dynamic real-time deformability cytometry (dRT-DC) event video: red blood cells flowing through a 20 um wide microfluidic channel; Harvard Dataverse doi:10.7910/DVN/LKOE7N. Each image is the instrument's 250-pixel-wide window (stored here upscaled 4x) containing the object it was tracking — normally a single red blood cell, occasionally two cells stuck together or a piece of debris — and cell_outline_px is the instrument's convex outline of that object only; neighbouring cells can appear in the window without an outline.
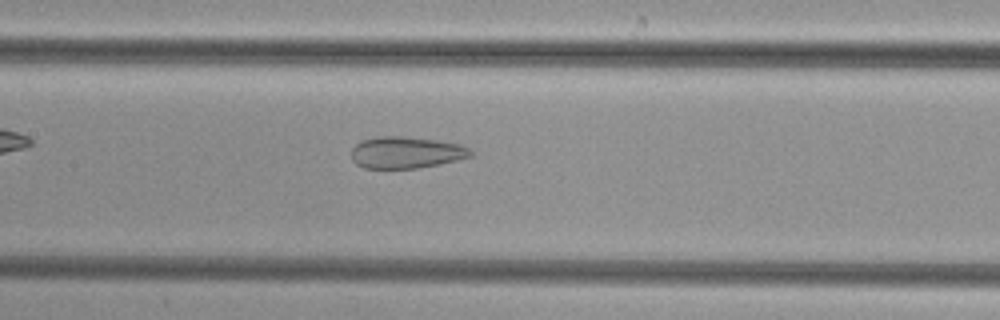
{"species": "common noctule bat (a hibernating species)", "species_latin": "Nyctalus noctula", "temperature_condition": "cold", "stored_images_in_passage": 34, "camera_frame_rate_fps": 3000, "um_per_image_px": 0.085, "animal": {"sex": "female", "body_mass_g": 29.2, "forearm_length_mm": 56.3}, "frame": {"image": 1, "passage_image": 11, "time_ms": 3.333, "image_size_px": [1000, 320], "cell_outline_px": [[476, 152], [472, 156], [440, 164], [416, 168], [364, 168], [356, 164], [352, 160], [352, 148], [360, 140], [376, 136], [404, 136], [436, 140], [460, 144]], "centroid_in_image_um": [34.52, 12.95], "position_along_channel_um": 172.9, "area_um2": 22.2}}
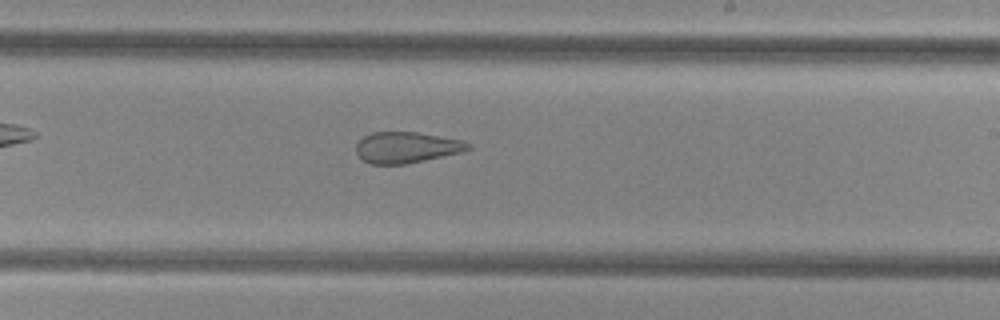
{"frame": {"image": 2, "passage_image": 17, "time_ms": 5.333, "image_size_px": [1000, 320], "cell_outline_px": [[472, 148], [460, 152], [424, 160], [404, 164], [368, 164], [356, 152], [356, 144], [364, 136], [372, 132], [416, 132], [464, 140], [472, 144]], "centroid_in_image_um": [34.56, 12.52], "position_along_channel_um": 254.4, "area_um2": 20.17}}
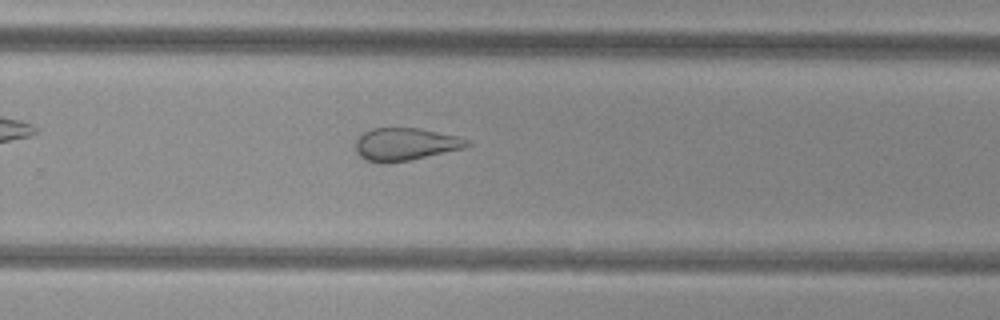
{"frame": {"image": 3, "passage_image": 20, "time_ms": 6.333, "image_size_px": [1000, 320], "cell_outline_px": [[472, 144], [464, 148], [408, 160], [388, 164], [380, 164], [364, 160], [356, 152], [356, 140], [364, 132], [372, 128], [420, 128], [460, 136], [468, 140]], "centroid_in_image_um": [34.44, 12.26], "position_along_channel_um": 295.4, "area_um2": 21.39}}